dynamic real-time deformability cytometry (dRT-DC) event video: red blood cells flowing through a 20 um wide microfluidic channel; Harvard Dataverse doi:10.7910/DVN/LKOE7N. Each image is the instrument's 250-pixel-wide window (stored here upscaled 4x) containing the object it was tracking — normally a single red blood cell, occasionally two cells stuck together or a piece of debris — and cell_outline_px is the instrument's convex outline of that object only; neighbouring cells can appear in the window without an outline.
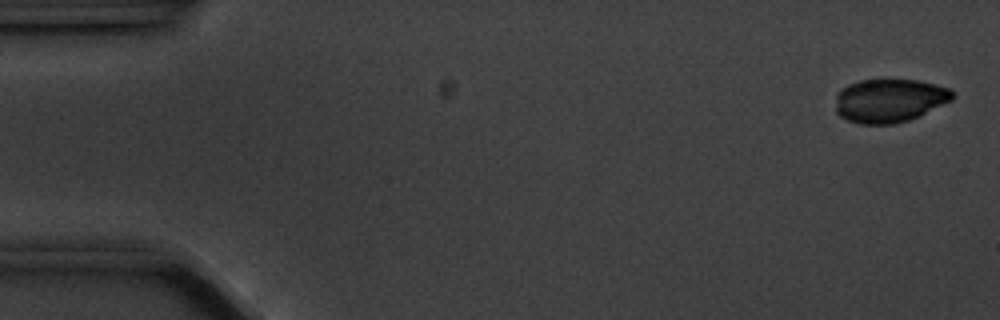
{"species": "common noctule bat (a hibernating species)", "species_latin": "Nyctalus noctula", "temperature_condition": "cold", "stored_images_in_passage": 56, "camera_frame_rate_fps": 3000, "um_per_image_px": 0.085, "animal": {"sex": "male", "body_mass_g": 20.1, "forearm_length_mm": 53.5}, "frame": {"image": 1, "passage_image": 2, "time_ms": 0.333, "image_size_px": [1000, 320], "cell_outline_px": [[952, 100], [920, 116], [908, 120], [892, 124], [860, 124], [848, 120], [840, 116], [836, 112], [836, 96], [840, 88], [848, 84], [860, 80], [916, 80], [948, 88], [952, 92]], "centroid_in_image_um": [75.56, 8.55], "position_along_channel_um": 9.4, "area_um2": 29.54}}
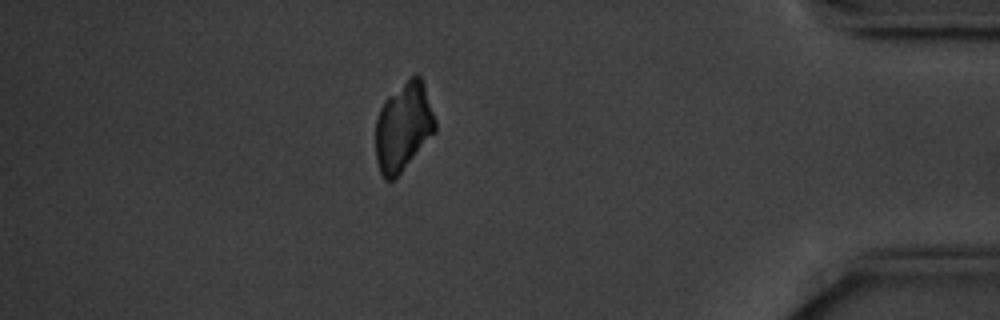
{"frame": {"image": 2, "passage_image": 49, "time_ms": 16.0, "image_size_px": [1000, 320], "cell_outline_px": [[436, 132], [400, 172], [392, 180], [384, 180], [380, 172], [376, 160], [376, 120], [380, 108], [384, 100], [388, 96], [416, 72], [420, 76], [424, 84], [436, 120]], "centroid_in_image_um": [34.29, 10.76], "position_along_channel_um": 400.9, "area_um2": 30.58}}